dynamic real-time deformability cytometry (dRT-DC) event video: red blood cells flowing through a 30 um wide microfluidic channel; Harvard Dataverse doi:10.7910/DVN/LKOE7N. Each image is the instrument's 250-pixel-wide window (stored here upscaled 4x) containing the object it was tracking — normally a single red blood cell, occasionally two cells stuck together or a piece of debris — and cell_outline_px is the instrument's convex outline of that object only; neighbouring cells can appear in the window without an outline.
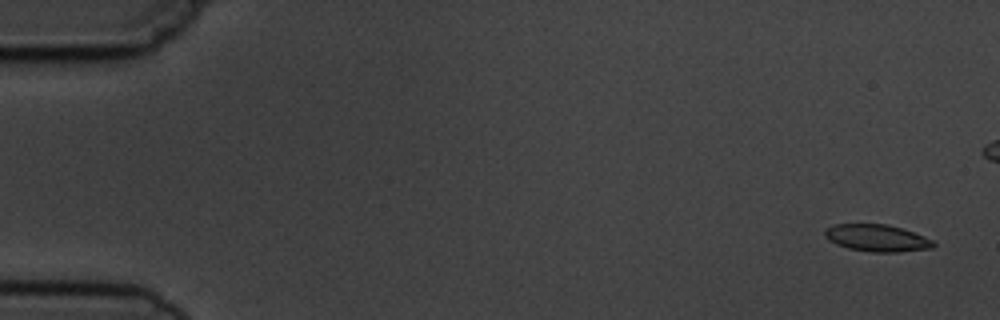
{"species": "common noctule bat (a hibernating species)", "species_latin": "Nyctalus noctula", "temperature_condition": "cold", "stored_images_in_passage": 6, "camera_frame_rate_fps": 3000, "um_per_image_px": 0.085, "animal": {"sex": "male", "body_mass_g": 19.5, "forearm_length_mm": 54.6}, "frame": {"image": 1, "passage_image": 1, "time_ms": 0.0, "image_size_px": [1000, 320], "cell_outline_px": [[936, 244], [932, 248], [900, 252], [872, 252], [848, 248], [836, 244], [828, 240], [824, 236], [824, 228], [832, 224], [888, 224], [924, 236], [932, 240]], "centroid_in_image_um": [74.5, 20.23], "position_along_channel_um": 10.5, "area_um2": 17.17}}
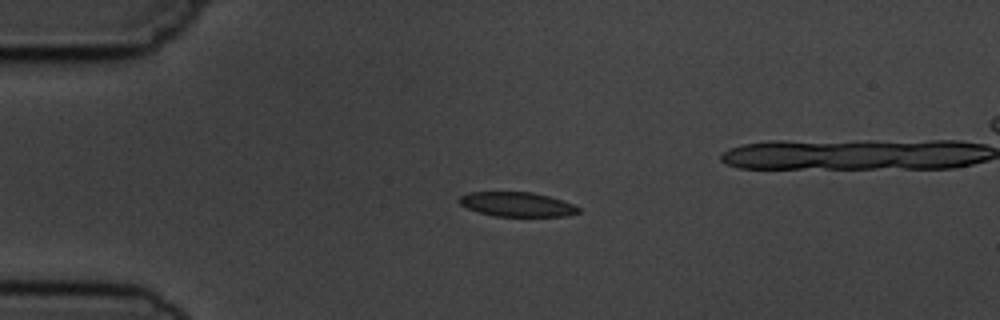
{"frame": {"image": 2, "passage_image": 4, "time_ms": 3.667, "image_size_px": [1000, 320], "cell_outline_px": [[580, 212], [564, 216], [496, 216], [480, 212], [468, 208], [460, 204], [460, 196], [468, 192], [532, 192], [548, 196], [572, 204], [580, 208]], "centroid_in_image_um": [43.94, 17.36], "position_along_channel_um": 41.1, "area_um2": 16.7}}